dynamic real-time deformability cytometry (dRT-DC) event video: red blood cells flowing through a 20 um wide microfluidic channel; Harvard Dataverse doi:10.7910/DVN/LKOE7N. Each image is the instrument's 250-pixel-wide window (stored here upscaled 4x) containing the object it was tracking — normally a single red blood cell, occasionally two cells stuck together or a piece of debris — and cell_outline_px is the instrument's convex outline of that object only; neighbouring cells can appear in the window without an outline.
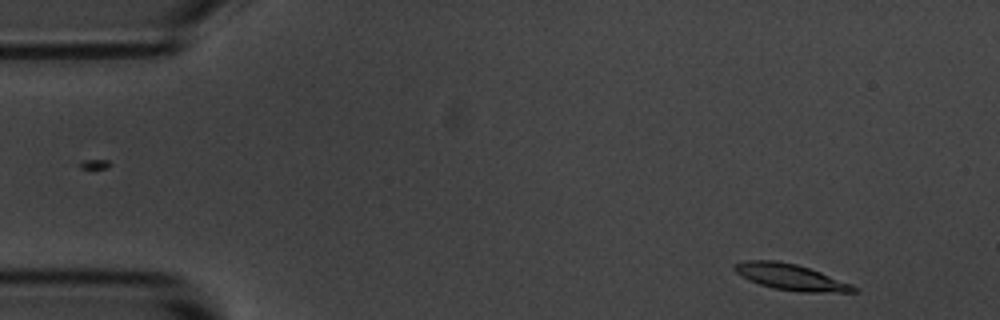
{"species": "common noctule bat (a hibernating species)", "species_latin": "Nyctalus noctula", "temperature_condition": "room temperature", "stored_images_in_passage": 5, "camera_frame_rate_fps": 3000, "um_per_image_px": 0.085, "animal": {"sex": "male", "body_mass_g": 20.1, "forearm_length_mm": 53.5}, "frame": {"image": 1, "passage_image": 1, "time_ms": 0.0, "image_size_px": [1000, 320], "cell_outline_px": [[856, 292], [800, 292], [776, 288], [760, 284], [748, 280], [736, 272], [732, 268], [732, 264], [744, 260], [776, 260], [796, 264], [820, 272], [852, 284], [856, 288]], "centroid_in_image_um": [67.16, 23.53], "position_along_channel_um": 17.8, "area_um2": 17.98}}
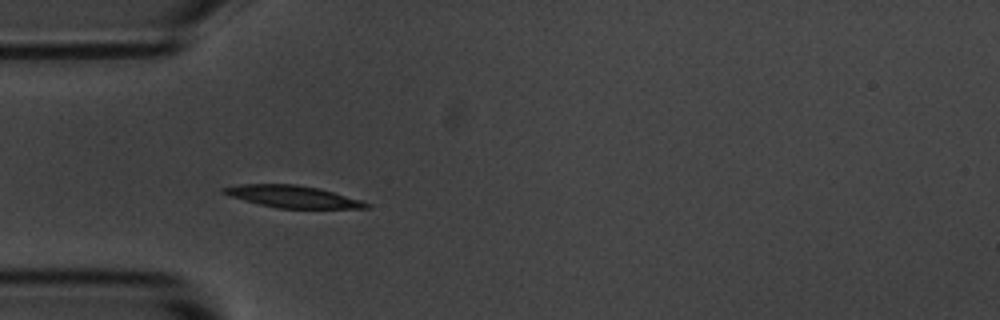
{"frame": {"image": 2, "passage_image": 4, "time_ms": 3.667, "image_size_px": [1000, 320], "cell_outline_px": [[372, 208], [276, 208], [228, 196], [220, 192], [220, 188], [240, 184], [296, 184], [320, 188], [360, 200], [372, 204]], "centroid_in_image_um": [24.85, 16.7], "position_along_channel_um": 60.2, "area_um2": 18.38}}